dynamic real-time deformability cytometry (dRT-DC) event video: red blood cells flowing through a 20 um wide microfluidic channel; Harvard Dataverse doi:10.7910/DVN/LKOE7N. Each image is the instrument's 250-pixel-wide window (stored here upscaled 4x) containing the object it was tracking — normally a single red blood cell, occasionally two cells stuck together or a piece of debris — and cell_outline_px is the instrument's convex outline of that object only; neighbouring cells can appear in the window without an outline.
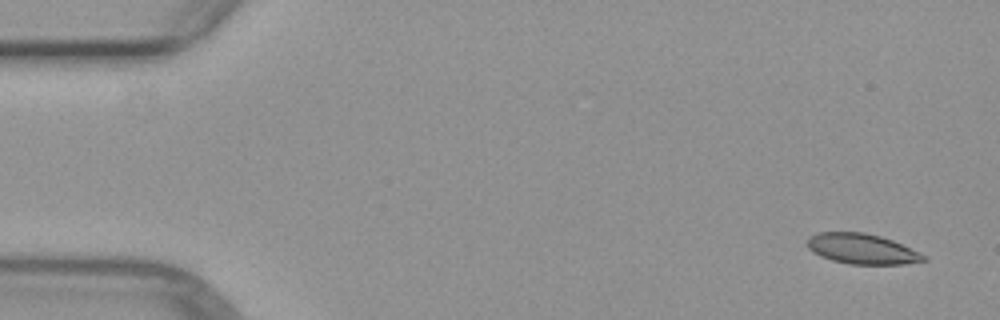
{"species": "common noctule bat (a hibernating species)", "species_latin": "Nyctalus noctula", "temperature_condition": "warm", "stored_images_in_passage": 2, "camera_frame_rate_fps": 3000, "um_per_image_px": 0.085, "animal": {"sex": "female", "body_mass_g": 29.2, "forearm_length_mm": 56.3}, "frame": {"image": 1, "passage_image": 2, "time_ms": 1.333, "image_size_px": [1000, 320], "cell_outline_px": [[928, 260], [904, 264], [848, 264], [832, 260], [820, 256], [812, 252], [808, 248], [808, 236], [816, 232], [864, 232], [880, 236], [892, 240], [920, 252]], "centroid_in_image_um": [73.24, 21.15], "position_along_channel_um": 11.8, "area_um2": 20.58}}